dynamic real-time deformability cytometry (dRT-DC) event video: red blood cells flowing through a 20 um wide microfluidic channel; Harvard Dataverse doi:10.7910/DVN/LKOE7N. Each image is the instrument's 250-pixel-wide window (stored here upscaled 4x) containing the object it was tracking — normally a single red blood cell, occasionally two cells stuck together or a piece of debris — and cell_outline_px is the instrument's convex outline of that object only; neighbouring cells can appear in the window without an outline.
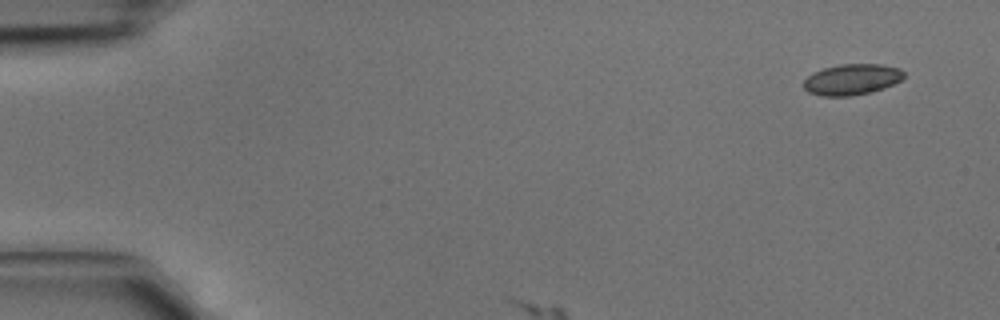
{"species": "common noctule bat (a hibernating species)", "species_latin": "Nyctalus noctula", "temperature_condition": "cold", "stored_images_in_passage": 3, "segment_of_instrument_passage": [1, 2], "camera_frame_rate_fps": 3000, "um_per_image_px": 0.085, "animal": {"sex": "male", "body_mass_g": 15.6}, "frame": {"image": 1, "passage_image": 1, "time_ms": 0.0, "image_size_px": [1000, 320], "cell_outline_px": [[904, 76], [900, 80], [884, 88], [872, 92], [848, 96], [820, 96], [808, 92], [804, 88], [804, 80], [812, 72], [824, 68], [840, 64], [880, 64], [900, 68], [904, 72]], "centroid_in_image_um": [72.39, 6.75], "position_along_channel_um": 12.6, "area_um2": 18.09}}
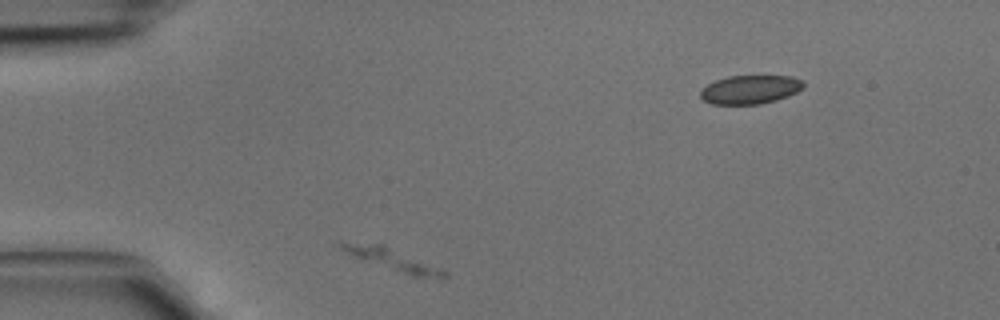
{"frame": {"image": 2, "passage_image": 2, "time_ms": 0.333, "image_size_px": [1000, 320], "cell_outline_px": [[448, 276], [416, 276], [396, 272], [356, 256], [340, 248], [332, 240], [340, 240], [384, 244], [448, 272]], "centroid_in_image_um": [33.19, 21.98], "position_along_channel_um": 51.8, "area_um2": 12.83}}